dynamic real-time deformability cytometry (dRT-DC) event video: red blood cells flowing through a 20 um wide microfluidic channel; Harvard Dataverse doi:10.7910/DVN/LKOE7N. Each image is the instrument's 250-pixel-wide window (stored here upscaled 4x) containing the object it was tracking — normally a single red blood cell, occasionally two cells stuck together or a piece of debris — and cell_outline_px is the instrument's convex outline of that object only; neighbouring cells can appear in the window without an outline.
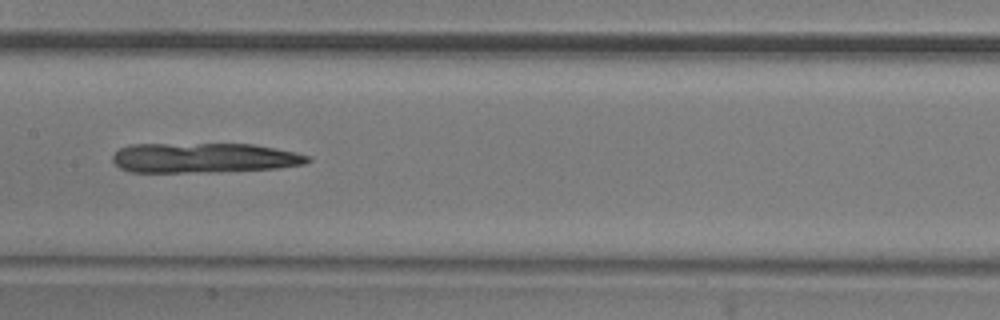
{"species": "common noctule bat (a hibernating species)", "species_latin": "Nyctalus noctula", "temperature_condition": "room temperature", "stored_images_in_passage": 51, "camera_frame_rate_fps": 3000, "um_per_image_px": 0.085, "animal": {"sex": "male", "body_mass_g": 20.5, "forearm_length_mm": 52.5}, "frame": {"image": 1, "passage_image": 25, "time_ms": 8.0, "image_size_px": [1000, 320], "cell_outline_px": [[312, 160], [304, 164], [276, 168], [216, 172], [132, 172], [120, 168], [112, 160], [112, 156], [120, 148], [132, 144], [252, 144], [296, 152], [308, 156]], "centroid_in_image_um": [17.33, 13.42], "position_along_channel_um": 190.1, "area_um2": 33.99}}
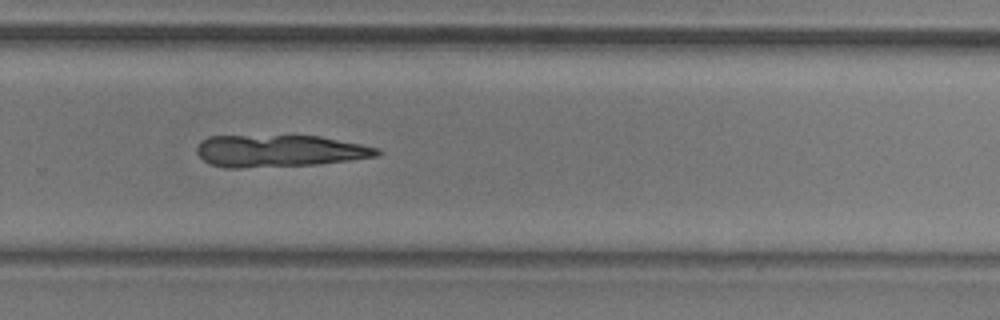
{"frame": {"image": 2, "passage_image": 34, "time_ms": 11.0, "image_size_px": [1000, 320], "cell_outline_px": [[380, 156], [316, 164], [240, 168], [224, 168], [212, 164], [204, 160], [196, 152], [196, 148], [200, 140], [208, 136], [320, 136], [380, 148]], "centroid_in_image_um": [23.72, 12.83], "position_along_channel_um": 306.1, "area_um2": 33.58}}
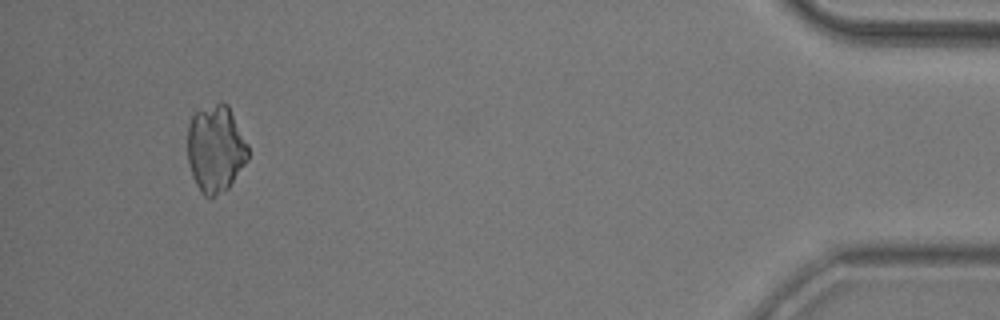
{"frame": {"image": 3, "passage_image": 48, "time_ms": 15.667, "image_size_px": [1000, 320], "cell_outline_px": [[248, 160], [228, 188], [224, 192], [212, 200], [204, 196], [200, 192], [192, 176], [188, 160], [188, 124], [192, 116], [196, 112], [220, 100], [228, 104], [248, 144]], "centroid_in_image_um": [18.33, 12.67], "position_along_channel_um": 416.9, "area_um2": 31.21}}